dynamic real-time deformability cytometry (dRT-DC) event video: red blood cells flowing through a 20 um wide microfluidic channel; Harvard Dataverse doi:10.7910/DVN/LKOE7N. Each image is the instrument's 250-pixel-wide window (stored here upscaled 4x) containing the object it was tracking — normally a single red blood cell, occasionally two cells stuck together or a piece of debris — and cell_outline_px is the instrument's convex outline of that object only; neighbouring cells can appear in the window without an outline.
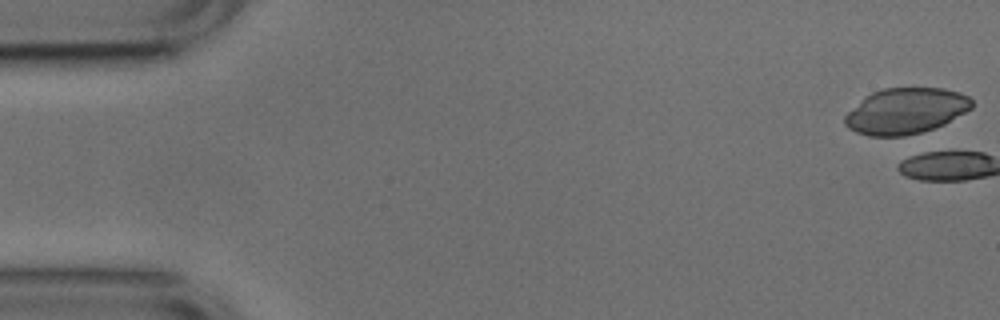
{"species": "common noctule bat (a hibernating species)", "species_latin": "Nyctalus noctula", "temperature_condition": "cold", "stored_images_in_passage": 2, "camera_frame_rate_fps": 3000, "um_per_image_px": 0.085, "animal": {"sex": "male", "body_mass_g": 17.9, "forearm_length_mm": 54.2}, "frame": {"image": 1, "passage_image": 1, "time_ms": 0.0, "image_size_px": [1000, 320], "cell_outline_px": [[972, 108], [944, 124], [920, 132], [904, 136], [868, 136], [856, 132], [848, 128], [844, 124], [844, 116], [864, 96], [872, 92], [884, 88], [944, 88], [960, 92], [968, 96], [972, 100]], "centroid_in_image_um": [76.97, 9.43], "position_along_channel_um": 8.0, "area_um2": 33.93}}